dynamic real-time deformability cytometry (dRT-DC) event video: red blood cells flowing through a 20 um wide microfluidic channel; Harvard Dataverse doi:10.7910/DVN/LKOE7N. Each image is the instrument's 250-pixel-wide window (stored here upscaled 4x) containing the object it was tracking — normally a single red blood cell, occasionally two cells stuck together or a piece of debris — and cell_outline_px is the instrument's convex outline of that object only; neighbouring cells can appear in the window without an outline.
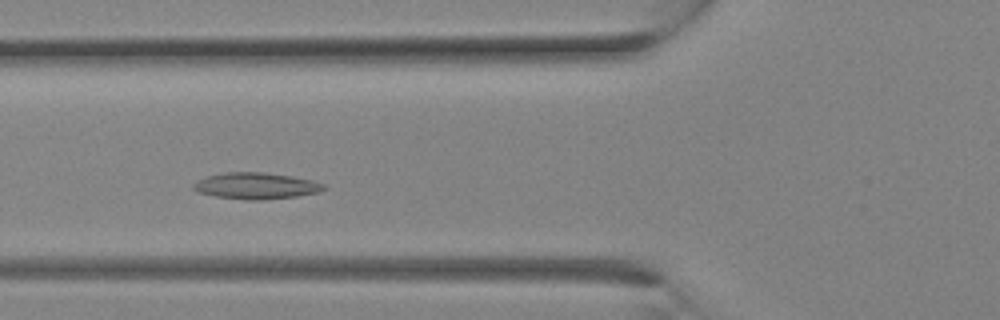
{"species": "Egyptian fruit bat (a non-hibernating species)", "species_latin": "Rousettus aegyptiacus", "temperature_condition": "room temperature", "stored_images_in_passage": 25, "camera_frame_rate_fps": 3000, "um_per_image_px": 0.085, "animal": {"sex": "female"}, "frame": {"image": 1, "passage_image": 7, "time_ms": 2.0, "image_size_px": [1000, 320], "cell_outline_px": [[324, 188], [320, 192], [296, 196], [264, 200], [244, 200], [216, 196], [196, 192], [192, 188], [192, 184], [196, 180], [208, 176], [224, 172], [260, 172], [292, 176], [312, 180], [324, 184]], "centroid_in_image_um": [21.72, 15.8], "position_along_channel_um": 104.1, "area_um2": 20.11}}
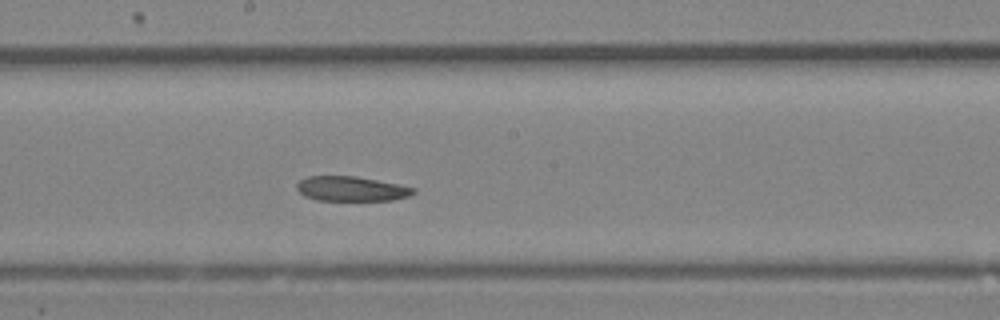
{"frame": {"image": 2, "passage_image": 12, "time_ms": 3.667, "image_size_px": [1000, 320], "cell_outline_px": [[416, 192], [408, 196], [392, 200], [316, 200], [304, 196], [296, 188], [296, 184], [300, 180], [308, 176], [356, 176], [416, 188]], "centroid_in_image_um": [29.83, 16.04], "position_along_channel_um": 218.4, "area_um2": 16.7}}
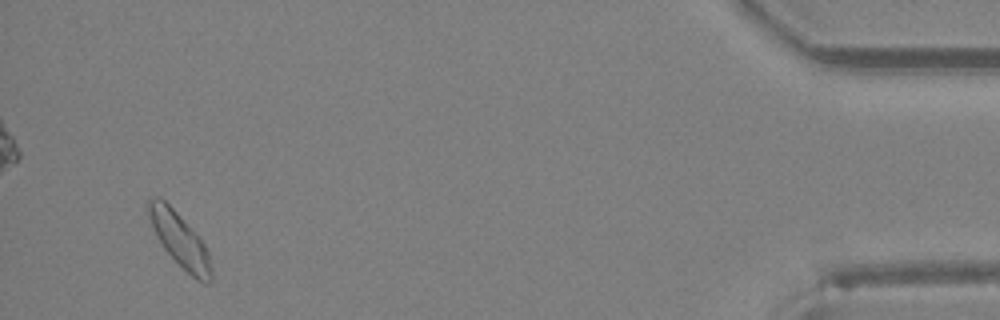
{"frame": {"image": 3, "passage_image": 24, "time_ms": 7.667, "image_size_px": [1000, 320], "cell_outline_px": [[212, 280], [208, 284], [204, 284], [196, 280], [164, 248], [152, 224], [144, 204], [152, 196], [160, 196], [196, 232], [204, 244], [208, 252], [212, 268]], "centroid_in_image_um": [15.29, 20.37], "position_along_channel_um": 419.9, "area_um2": 19.54}}